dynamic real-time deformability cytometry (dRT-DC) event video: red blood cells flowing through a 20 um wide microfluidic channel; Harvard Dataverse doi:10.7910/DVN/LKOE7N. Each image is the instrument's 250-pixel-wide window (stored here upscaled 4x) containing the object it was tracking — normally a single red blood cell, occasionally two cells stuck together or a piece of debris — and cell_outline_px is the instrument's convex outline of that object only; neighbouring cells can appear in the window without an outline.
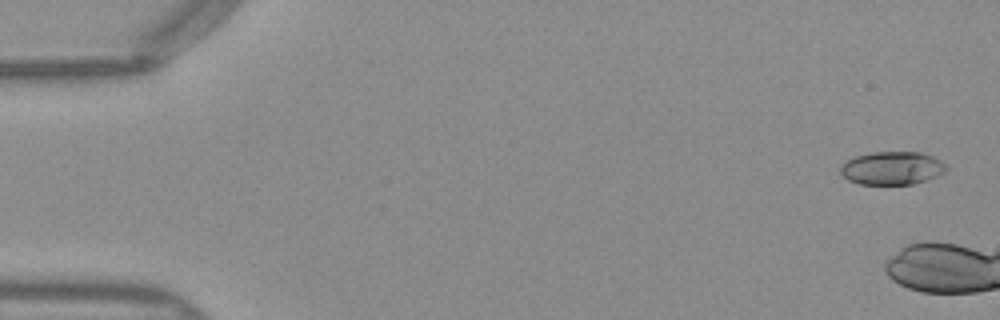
{"species": "Egyptian fruit bat (a non-hibernating species)", "species_latin": "Rousettus aegyptiacus", "temperature_condition": "warm", "stored_images_in_passage": 15, "camera_frame_rate_fps": 3000, "um_per_image_px": 0.085, "frame": {"image": 1, "passage_image": 2, "time_ms": 0.333, "image_size_px": [1000, 320], "cell_outline_px": [[948, 168], [944, 172], [936, 176], [912, 184], [860, 184], [848, 180], [840, 172], [840, 164], [856, 156], [872, 152], [920, 152], [932, 156], [944, 164]], "centroid_in_image_um": [75.79, 14.29], "position_along_channel_um": 9.2, "area_um2": 20.23}}
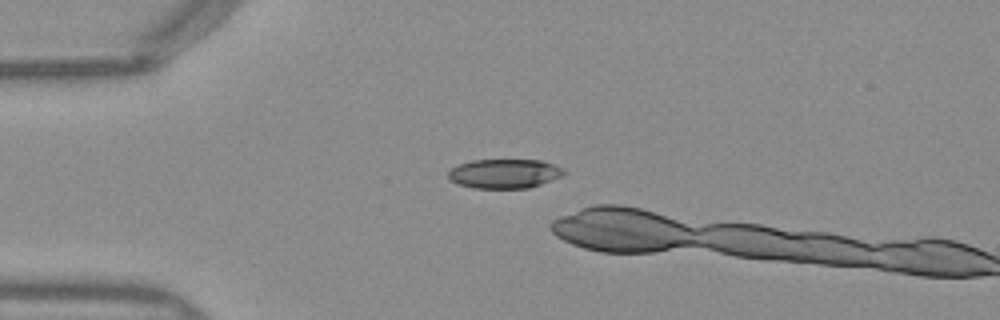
{"frame": {"image": 2, "passage_image": 13, "time_ms": 4.0, "image_size_px": [1000, 320], "cell_outline_px": [[568, 172], [560, 176], [540, 184], [528, 188], [472, 188], [448, 180], [448, 172], [452, 168], [460, 164], [472, 160], [540, 160], [564, 168]], "centroid_in_image_um": [42.87, 14.76], "position_along_channel_um": 42.1, "area_um2": 19.65}}